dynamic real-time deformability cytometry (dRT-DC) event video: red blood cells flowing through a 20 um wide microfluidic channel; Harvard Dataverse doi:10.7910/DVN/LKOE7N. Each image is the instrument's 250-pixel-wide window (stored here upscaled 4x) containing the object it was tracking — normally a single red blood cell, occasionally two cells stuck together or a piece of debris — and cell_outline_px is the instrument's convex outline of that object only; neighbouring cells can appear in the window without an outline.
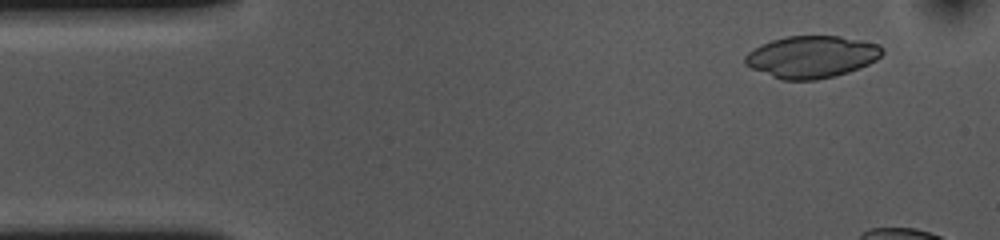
{"species": "common noctule bat (a hibernating species)", "species_latin": "Nyctalus noctula", "temperature_condition": "cold", "stored_images_in_passage": 11, "camera_frame_rate_fps": 3000, "um_per_image_px": 0.085, "animal": {"sex": "female", "body_mass_g": 10.0, "forearm_length_mm": 53.1}, "frame": {"image": 1, "passage_image": 4, "time_ms": 1.0, "image_size_px": [1000, 240], "cell_outline_px": [[884, 52], [876, 60], [860, 68], [848, 72], [816, 80], [780, 80], [752, 68], [744, 64], [744, 56], [748, 52], [772, 40], [784, 36], [840, 36], [864, 40], [880, 44], [884, 48]], "centroid_in_image_um": [69.02, 4.82], "position_along_channel_um": 16.0, "area_um2": 33.7}}